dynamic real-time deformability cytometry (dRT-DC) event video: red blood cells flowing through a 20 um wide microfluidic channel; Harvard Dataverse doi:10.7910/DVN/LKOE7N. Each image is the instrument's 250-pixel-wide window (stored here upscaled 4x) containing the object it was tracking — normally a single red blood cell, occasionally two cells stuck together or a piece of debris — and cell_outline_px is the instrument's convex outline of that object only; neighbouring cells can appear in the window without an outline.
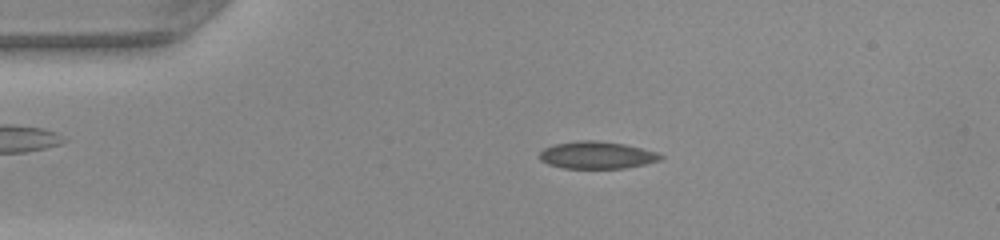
{"species": "common noctule bat (a hibernating species)", "species_latin": "Nyctalus noctula", "temperature_condition": "warm", "stored_images_in_passage": 47, "camera_frame_rate_fps": 3000, "um_per_image_px": 0.085, "animal": {"sex": "female", "body_mass_g": 22.0, "forearm_length_mm": 56.7}, "frame": {"image": 1, "passage_image": 9, "time_ms": 2.667, "image_size_px": [1000, 240], "cell_outline_px": [[664, 156], [660, 160], [644, 164], [624, 168], [564, 168], [548, 164], [540, 160], [540, 152], [544, 148], [556, 144], [576, 140], [596, 140], [624, 144], [656, 152]], "centroid_in_image_um": [50.71, 13.18], "position_along_channel_um": 34.3, "area_um2": 19.07}}
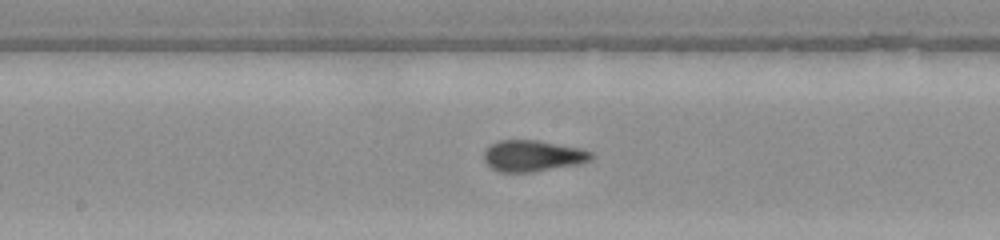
{"frame": {"image": 2, "passage_image": 24, "time_ms": 7.667, "image_size_px": [1000, 240], "cell_outline_px": [[592, 160], [580, 164], [532, 172], [496, 172], [484, 160], [484, 152], [492, 144], [500, 140], [536, 140], [580, 148], [592, 152]], "centroid_in_image_um": [45.29, 13.26], "position_along_channel_um": 202.9, "area_um2": 19.48}}
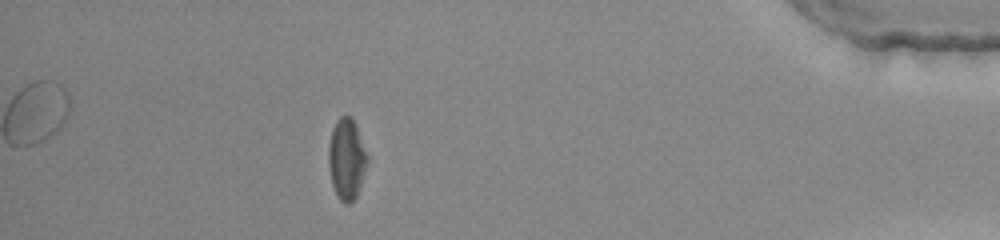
{"frame": {"image": 3, "passage_image": 42, "time_ms": 13.667, "image_size_px": [1000, 240], "cell_outline_px": [[368, 164], [356, 196], [348, 204], [344, 204], [340, 200], [332, 184], [328, 168], [328, 144], [332, 128], [336, 120], [340, 116], [352, 116], [356, 124], [368, 156]], "centroid_in_image_um": [29.45, 13.48], "position_along_channel_um": 405.7, "area_um2": 18.5}, "authors_computed_cell_mechanics": {"area_um2": 19.1318, "velocity_mm_per_s": 4.1995, "shape_relaxation_time_tau1_ms": 7.1317, "shape_relaxation_time_tau2_ms": 1.2986, "deformation_change_tau1": 0.1906, "deformation_change_tau2": 0.0627}}